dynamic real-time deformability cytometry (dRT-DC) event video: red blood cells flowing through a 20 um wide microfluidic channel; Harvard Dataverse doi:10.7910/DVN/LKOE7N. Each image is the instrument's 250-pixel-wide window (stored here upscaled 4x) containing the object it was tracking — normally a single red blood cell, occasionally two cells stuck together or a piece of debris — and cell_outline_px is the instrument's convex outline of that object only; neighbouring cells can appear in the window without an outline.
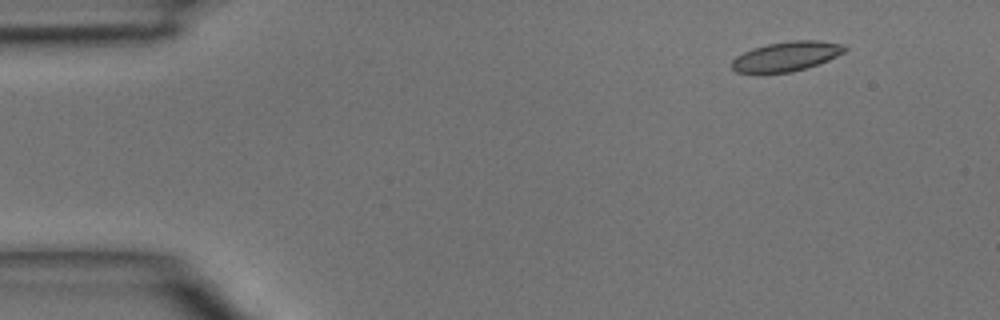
{"species": "common noctule bat (a hibernating species)", "species_latin": "Nyctalus noctula", "temperature_condition": "room temperature", "stored_images_in_passage": 4, "camera_frame_rate_fps": 3000, "um_per_image_px": 0.085, "animal": {"sex": "male", "body_mass_g": 15.6}, "frame": {"image": 1, "passage_image": 2, "time_ms": 0.333, "image_size_px": [1000, 320], "cell_outline_px": [[848, 48], [844, 52], [828, 60], [792, 72], [736, 72], [732, 68], [732, 60], [736, 56], [752, 48], [768, 44], [792, 40], [816, 40], [844, 44]], "centroid_in_image_um": [66.86, 4.77], "position_along_channel_um": 18.1, "area_um2": 19.19}}
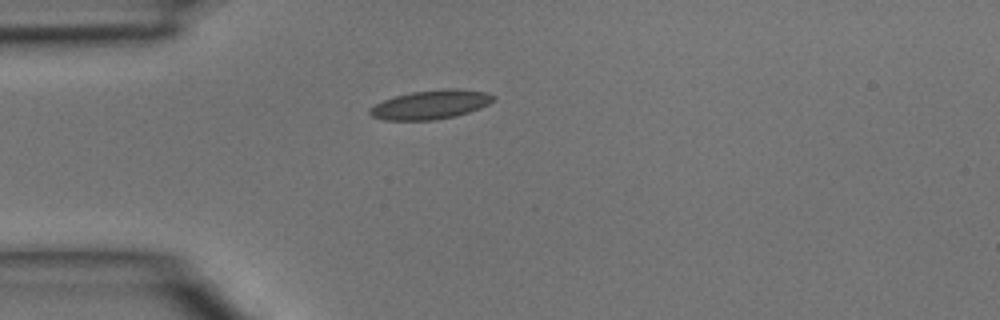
{"frame": {"image": 2, "passage_image": 4, "time_ms": 1.0, "image_size_px": [1000, 320], "cell_outline_px": [[496, 100], [480, 108], [456, 116], [432, 120], [384, 120], [372, 116], [368, 112], [368, 108], [384, 100], [396, 96], [412, 92], [444, 88], [460, 88], [484, 92], [496, 96]], "centroid_in_image_um": [36.63, 8.88], "position_along_channel_um": 48.4, "area_um2": 20.92}}